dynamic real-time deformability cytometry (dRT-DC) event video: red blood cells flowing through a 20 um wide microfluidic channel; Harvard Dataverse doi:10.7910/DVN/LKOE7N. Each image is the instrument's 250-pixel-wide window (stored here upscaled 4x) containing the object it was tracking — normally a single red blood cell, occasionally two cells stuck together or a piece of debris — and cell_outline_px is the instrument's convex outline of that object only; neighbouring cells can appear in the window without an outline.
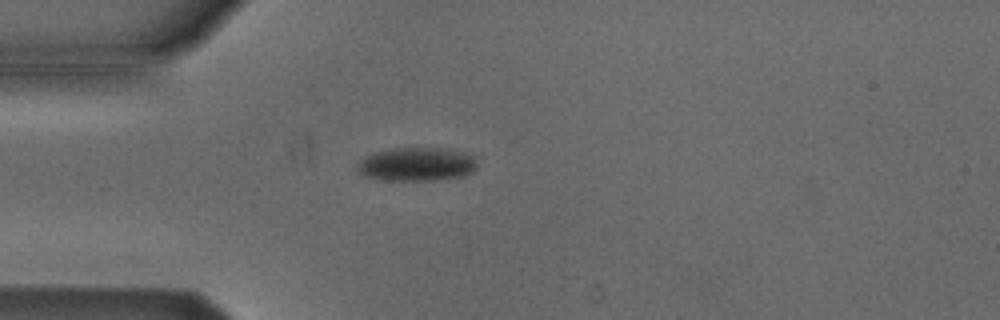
{"species": "Egyptian fruit bat (a non-hibernating species)", "species_latin": "Rousettus aegyptiacus", "temperature_condition": "cold", "stored_images_in_passage": 32, "camera_frame_rate_fps": 3000, "um_per_image_px": 0.085, "animal": {"sex": "male"}, "frame": {"image": 1, "passage_image": 1, "time_ms": 0.0, "image_size_px": [1000, 320], "cell_outline_px": [[476, 168], [472, 172], [464, 176], [432, 180], [380, 180], [364, 176], [356, 172], [356, 168], [360, 160], [364, 156], [376, 152], [396, 148], [440, 148], [464, 152], [472, 156], [476, 164]], "centroid_in_image_um": [35.37, 13.97], "position_along_channel_um": 49.6, "area_um2": 23.47}}
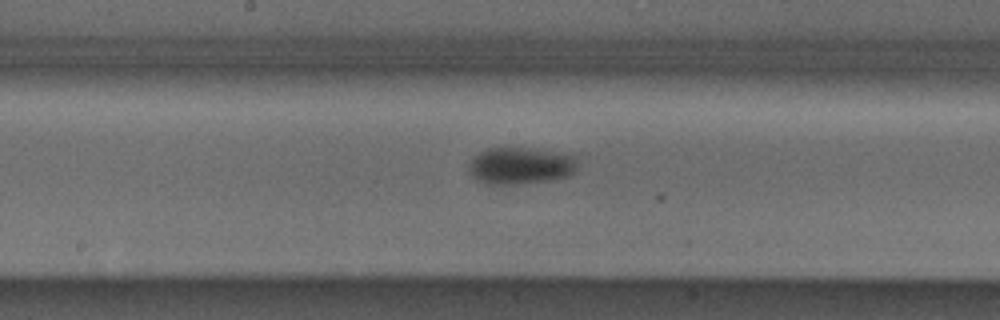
{"frame": {"image": 2, "passage_image": 14, "time_ms": 4.333, "image_size_px": [1000, 320], "cell_outline_px": [[580, 152], [576, 172], [568, 176], [548, 180], [516, 184], [488, 184], [476, 180], [468, 172], [468, 164], [480, 152], [488, 148], [532, 148]], "centroid_in_image_um": [44.38, 14.05], "position_along_channel_um": 203.8, "area_um2": 24.28}}
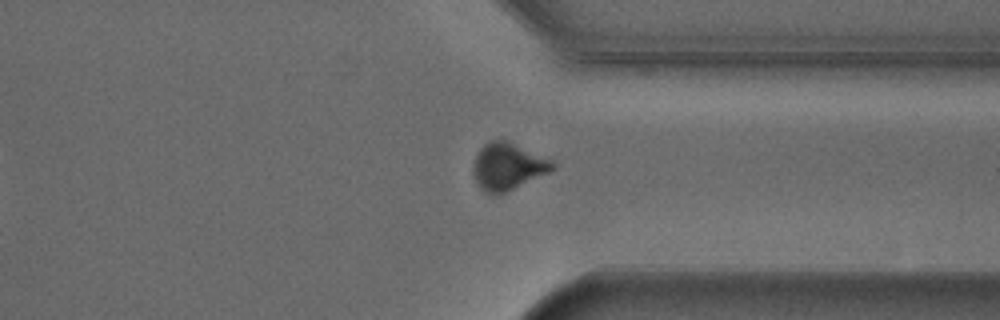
{"frame": {"image": 3, "passage_image": 27, "time_ms": 8.667, "image_size_px": [1000, 320], "cell_outline_px": [[556, 168], [548, 172], [504, 192], [492, 196], [484, 192], [480, 188], [472, 172], [472, 168], [476, 156], [480, 148], [488, 140], [504, 140], [552, 160], [556, 164]], "centroid_in_image_um": [43.12, 14.15], "position_along_channel_um": 368.3, "area_um2": 21.33}, "authors_computed_cell_mechanics": {"area_um2": 23.6691, "velocity_mm_per_s": 3.8263, "shape_relaxation_time_tau1_ms": 3.0481, "shape_relaxation_time_tau2_ms": null, "deformation_change_tau1": 0.1032, "deformation_change_tau2": null}}